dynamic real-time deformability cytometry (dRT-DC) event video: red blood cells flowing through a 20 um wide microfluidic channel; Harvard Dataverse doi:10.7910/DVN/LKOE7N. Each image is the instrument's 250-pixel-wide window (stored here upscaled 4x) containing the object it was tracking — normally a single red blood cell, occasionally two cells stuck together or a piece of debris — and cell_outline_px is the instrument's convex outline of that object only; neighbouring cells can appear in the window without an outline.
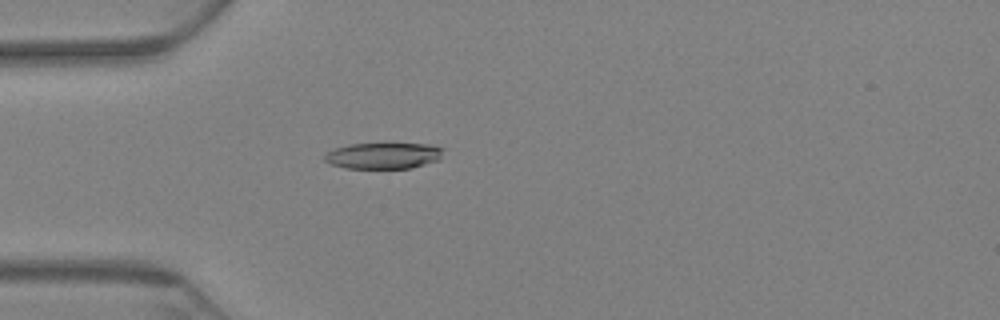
{"species": "Egyptian fruit bat (a non-hibernating species)", "species_latin": "Rousettus aegyptiacus", "temperature_condition": "warm", "stored_images_in_passage": 67, "camera_frame_rate_fps": 3000, "um_per_image_px": 0.085, "animal": {"sex": "female"}, "frame": {"image": 1, "passage_image": 20, "time_ms": 6.333, "image_size_px": [1000, 320], "cell_outline_px": [[444, 148], [440, 160], [412, 168], [344, 168], [332, 164], [324, 160], [324, 156], [332, 148], [348, 144], [384, 140], [432, 144]], "centroid_in_image_um": [32.63, 13.16], "position_along_channel_um": 52.4, "area_um2": 19.42}}
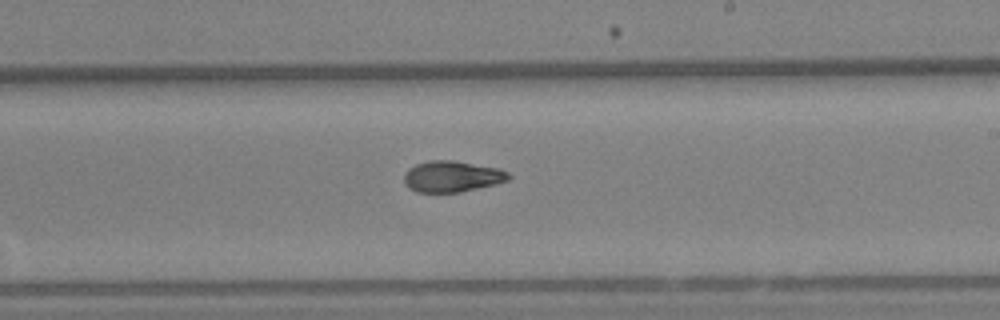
{"frame": {"image": 2, "passage_image": 40, "time_ms": 13.0, "image_size_px": [1000, 320], "cell_outline_px": [[512, 176], [508, 180], [496, 184], [460, 192], [416, 192], [408, 188], [404, 184], [404, 172], [408, 168], [416, 164], [428, 160], [452, 160], [500, 168], [508, 172]], "centroid_in_image_um": [38.41, 14.99], "position_along_channel_um": 250.6, "area_um2": 19.19}}
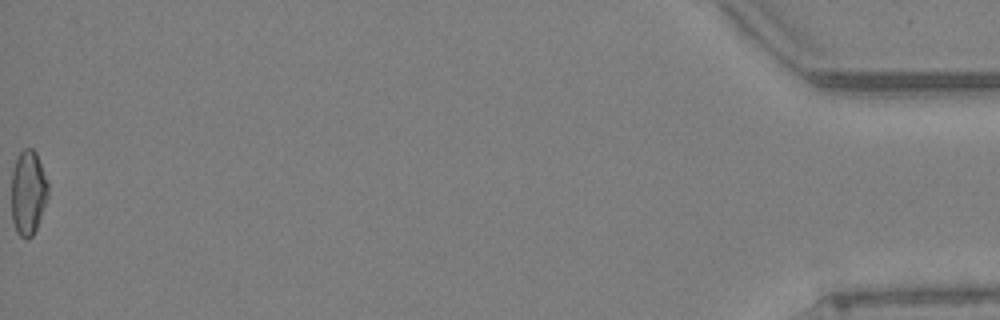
{"frame": {"image": 3, "passage_image": 67, "time_ms": 22.0, "image_size_px": [1000, 320], "cell_outline_px": [[48, 196], [36, 228], [32, 236], [28, 240], [24, 240], [16, 232], [12, 220], [12, 172], [16, 156], [24, 148], [32, 148], [36, 152], [48, 184]], "centroid_in_image_um": [2.37, 16.38], "position_along_channel_um": 432.8, "area_um2": 18.09}, "authors_computed_cell_mechanics": {"area_um2": 19.2474, "velocity_mm_per_s": 3.1345, "shape_relaxation_time_tau1_ms": 9.2905, "shape_relaxation_time_tau2_ms": 5.6318, "deformation_change_tau1": 0.2141, "deformation_change_tau2": 0.1132}}